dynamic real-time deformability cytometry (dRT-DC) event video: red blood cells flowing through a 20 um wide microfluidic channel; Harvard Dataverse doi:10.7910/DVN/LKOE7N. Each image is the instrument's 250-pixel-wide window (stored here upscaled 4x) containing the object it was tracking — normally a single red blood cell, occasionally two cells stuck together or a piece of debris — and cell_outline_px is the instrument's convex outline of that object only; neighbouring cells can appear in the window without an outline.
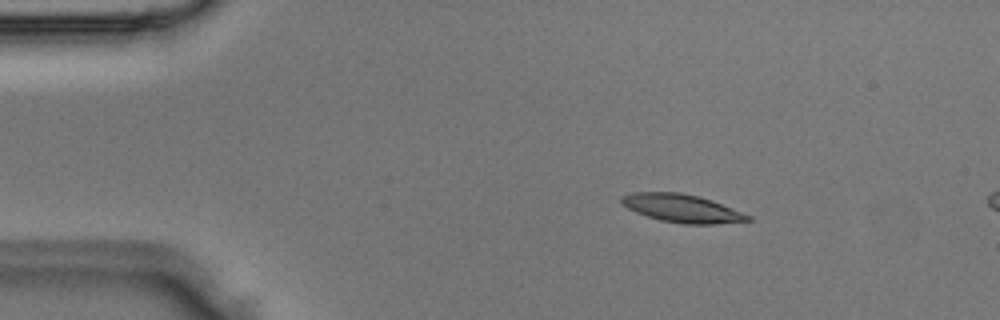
{"species": "Egyptian fruit bat (a non-hibernating species)", "species_latin": "Rousettus aegyptiacus", "temperature_condition": "room temperature", "stored_images_in_passage": 11, "camera_frame_rate_fps": 3000, "um_per_image_px": 0.085, "animal": {"sex": "male"}, "frame": {"image": 1, "passage_image": 5, "time_ms": 1.333, "image_size_px": [1000, 320], "cell_outline_px": [[752, 220], [712, 224], [684, 224], [660, 220], [636, 212], [628, 208], [620, 200], [620, 196], [632, 192], [680, 192], [700, 196], [712, 200], [752, 216]], "centroid_in_image_um": [57.97, 17.69], "position_along_channel_um": 27.0, "area_um2": 20.63}}